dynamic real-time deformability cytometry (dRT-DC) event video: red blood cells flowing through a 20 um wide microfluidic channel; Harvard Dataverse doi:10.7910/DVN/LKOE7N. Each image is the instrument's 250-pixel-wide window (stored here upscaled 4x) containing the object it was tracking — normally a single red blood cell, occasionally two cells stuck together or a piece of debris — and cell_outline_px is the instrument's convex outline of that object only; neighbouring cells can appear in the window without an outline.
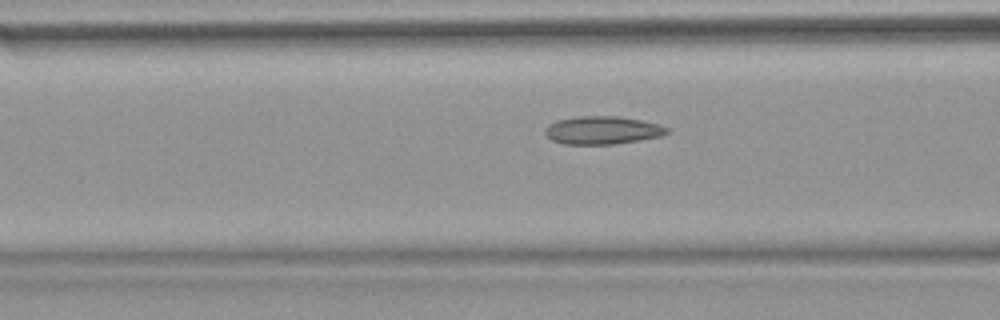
{"species": "common noctule bat (a hibernating species)", "species_latin": "Nyctalus noctula", "temperature_condition": "warm", "stored_images_in_passage": 46, "camera_frame_rate_fps": 3000, "um_per_image_px": 0.085, "animal": {"sex": "female", "body_mass_g": 18.4}, "frame": {"image": 1, "passage_image": 14, "time_ms": 4.333, "image_size_px": [1000, 320], "cell_outline_px": [[672, 132], [660, 136], [612, 144], [564, 144], [552, 140], [544, 132], [544, 128], [548, 124], [556, 120], [580, 116], [620, 116], [660, 124], [672, 128]], "centroid_in_image_um": [51.23, 11.06], "position_along_channel_um": 115.4, "area_um2": 20.0}, "authors_computed_cell_mechanics": {"area_um2": 19.2185, "velocity_mm_per_s": 3.7939, "shape_relaxation_time_tau1_ms": null, "shape_relaxation_time_tau2_ms": 2.8882, "deformation_change_tau1": null, "deformation_change_tau2": 0.0981}}